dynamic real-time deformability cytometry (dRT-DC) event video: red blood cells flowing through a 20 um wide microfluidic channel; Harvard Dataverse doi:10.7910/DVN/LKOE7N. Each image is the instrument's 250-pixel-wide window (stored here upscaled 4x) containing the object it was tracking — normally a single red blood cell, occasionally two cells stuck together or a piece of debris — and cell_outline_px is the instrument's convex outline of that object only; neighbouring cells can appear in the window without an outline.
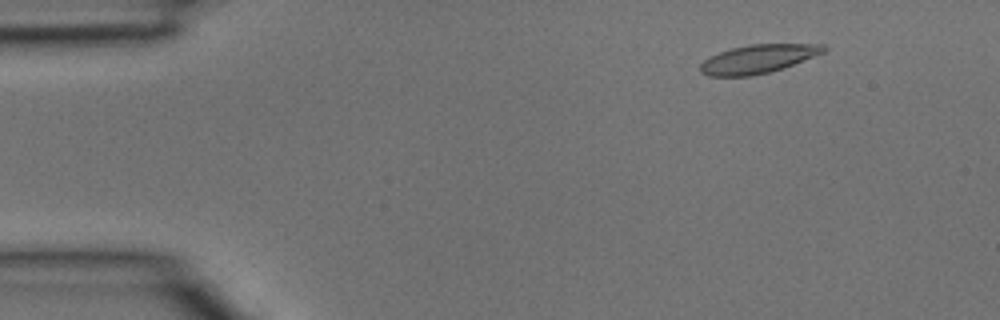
{"species": "common noctule bat (a hibernating species)", "species_latin": "Nyctalus noctula", "temperature_condition": "room temperature", "stored_images_in_passage": 39, "camera_frame_rate_fps": 3000, "um_per_image_px": 0.085, "animal": {"sex": "male", "body_mass_g": 15.6}, "frame": {"image": 1, "passage_image": 5, "time_ms": 1.333, "image_size_px": [1000, 320], "cell_outline_px": [[828, 48], [824, 52], [792, 64], [768, 72], [752, 76], [708, 76], [700, 72], [700, 64], [704, 60], [720, 52], [732, 48], [752, 44], [824, 44]], "centroid_in_image_um": [64.41, 5.01], "position_along_channel_um": 20.6, "area_um2": 20.17}}
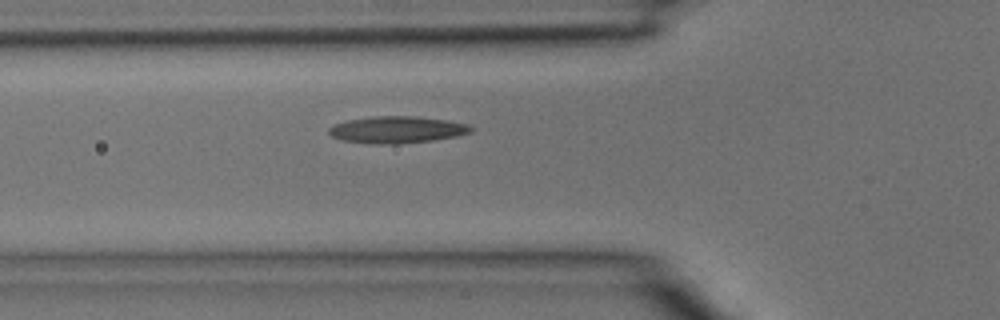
{"frame": {"image": 2, "passage_image": 14, "time_ms": 4.333, "image_size_px": [1000, 320], "cell_outline_px": [[472, 132], [456, 136], [432, 140], [396, 144], [372, 144], [340, 140], [332, 136], [328, 132], [328, 128], [332, 124], [348, 120], [372, 116], [416, 116], [444, 120], [468, 124], [472, 128]], "centroid_in_image_um": [33.68, 11.02], "position_along_channel_um": 92.1, "area_um2": 22.25}}
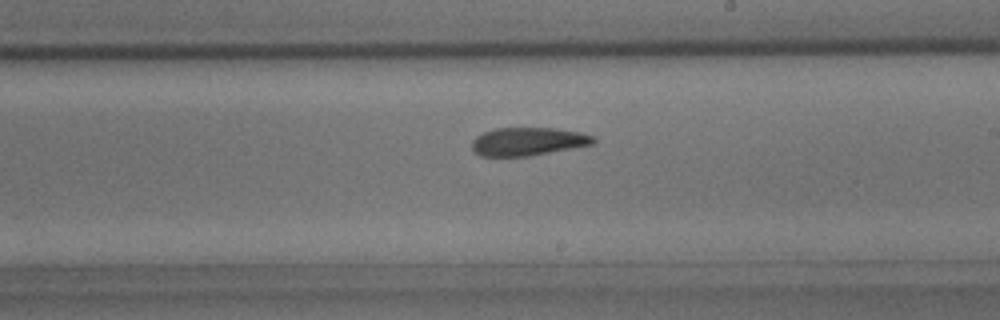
{"frame": {"image": 3, "passage_image": 23, "time_ms": 7.333, "image_size_px": [1000, 320], "cell_outline_px": [[596, 140], [592, 144], [572, 148], [528, 156], [480, 156], [472, 152], [472, 140], [476, 136], [484, 132], [496, 128], [556, 128], [580, 132], [596, 136]], "centroid_in_image_um": [44.86, 12.02], "position_along_channel_um": 244.1, "area_um2": 20.0}}